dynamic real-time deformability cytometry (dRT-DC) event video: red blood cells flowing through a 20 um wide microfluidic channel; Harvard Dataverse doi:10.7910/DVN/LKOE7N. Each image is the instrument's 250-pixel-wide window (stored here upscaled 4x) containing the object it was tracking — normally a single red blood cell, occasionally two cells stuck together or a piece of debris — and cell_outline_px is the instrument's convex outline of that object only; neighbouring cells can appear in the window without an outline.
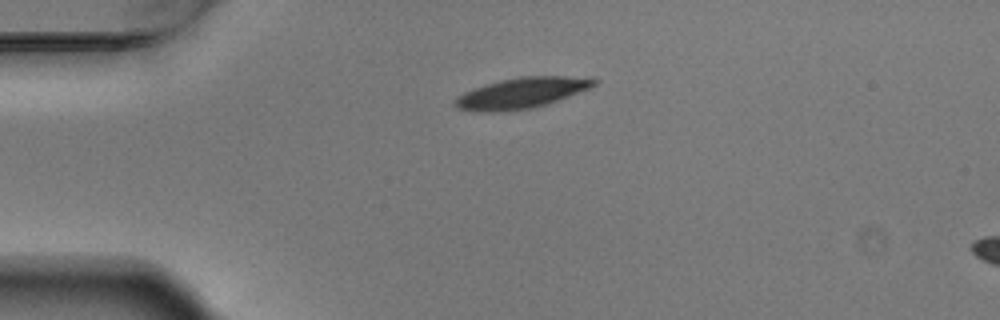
{"species": "Egyptian fruit bat (a non-hibernating species)", "species_latin": "Rousettus aegyptiacus", "temperature_condition": "warm", "stored_images_in_passage": 3, "camera_frame_rate_fps": 3000, "um_per_image_px": 0.085, "animal": {"sex": "male"}, "frame": {"image": 1, "passage_image": 1, "time_ms": 0.0, "image_size_px": [1000, 320], "cell_outline_px": [[600, 80], [592, 88], [560, 100], [548, 104], [532, 108], [492, 112], [484, 112], [456, 108], [452, 104], [464, 92], [500, 80], [520, 76], [592, 76]], "centroid_in_image_um": [44.47, 7.88], "position_along_channel_um": 40.5, "area_um2": 25.09}}
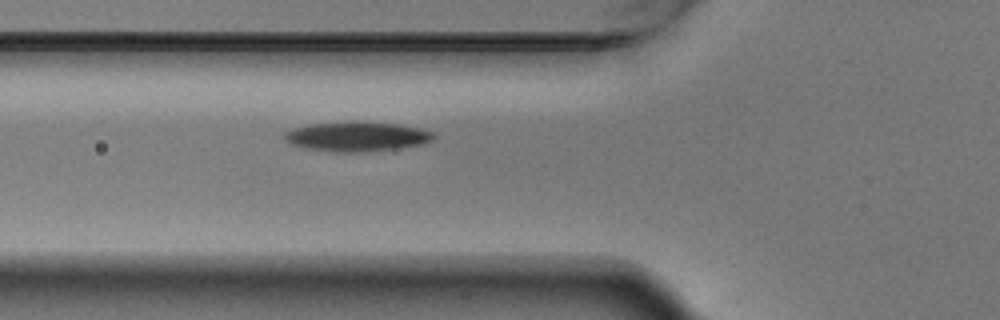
{"frame": {"image": 2, "passage_image": 3, "time_ms": 0.667, "image_size_px": [1000, 320], "cell_outline_px": [[436, 136], [432, 140], [420, 144], [396, 148], [352, 152], [344, 152], [308, 148], [292, 144], [284, 140], [284, 132], [292, 128], [312, 124], [352, 120], [360, 120], [400, 124], [420, 128], [432, 132]], "centroid_in_image_um": [30.33, 11.56], "position_along_channel_um": 95.5, "area_um2": 25.66}}